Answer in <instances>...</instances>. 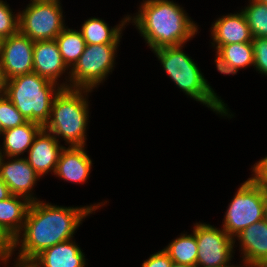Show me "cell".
Masks as SVG:
<instances>
[{"mask_svg": "<svg viewBox=\"0 0 267 267\" xmlns=\"http://www.w3.org/2000/svg\"><path fill=\"white\" fill-rule=\"evenodd\" d=\"M105 203L107 201L90 206L64 207L40 200L31 202L23 229L11 243L12 254L20 246L16 260L32 261L42 251L73 239L83 219Z\"/></svg>", "mask_w": 267, "mask_h": 267, "instance_id": "cell-1", "label": "cell"}, {"mask_svg": "<svg viewBox=\"0 0 267 267\" xmlns=\"http://www.w3.org/2000/svg\"><path fill=\"white\" fill-rule=\"evenodd\" d=\"M139 9L133 18L129 15V22L132 20L152 51L184 45L197 35L198 25L173 1L143 0Z\"/></svg>", "mask_w": 267, "mask_h": 267, "instance_id": "cell-2", "label": "cell"}, {"mask_svg": "<svg viewBox=\"0 0 267 267\" xmlns=\"http://www.w3.org/2000/svg\"><path fill=\"white\" fill-rule=\"evenodd\" d=\"M180 46L162 47L153 50L165 73L186 95L201 102L220 116L232 118L225 104L204 78L197 64L183 52ZM229 113V114H228Z\"/></svg>", "mask_w": 267, "mask_h": 267, "instance_id": "cell-3", "label": "cell"}, {"mask_svg": "<svg viewBox=\"0 0 267 267\" xmlns=\"http://www.w3.org/2000/svg\"><path fill=\"white\" fill-rule=\"evenodd\" d=\"M93 90L62 88L55 96L49 121L43 127L69 146H85L89 105L86 97ZM84 94V95H83Z\"/></svg>", "mask_w": 267, "mask_h": 267, "instance_id": "cell-4", "label": "cell"}, {"mask_svg": "<svg viewBox=\"0 0 267 267\" xmlns=\"http://www.w3.org/2000/svg\"><path fill=\"white\" fill-rule=\"evenodd\" d=\"M61 89L58 84L31 72L8 80L5 95L27 121L44 127L49 121L53 100Z\"/></svg>", "mask_w": 267, "mask_h": 267, "instance_id": "cell-5", "label": "cell"}, {"mask_svg": "<svg viewBox=\"0 0 267 267\" xmlns=\"http://www.w3.org/2000/svg\"><path fill=\"white\" fill-rule=\"evenodd\" d=\"M265 196L263 188L252 177L248 178L233 196L222 229L235 240V236L245 228L263 220Z\"/></svg>", "mask_w": 267, "mask_h": 267, "instance_id": "cell-6", "label": "cell"}, {"mask_svg": "<svg viewBox=\"0 0 267 267\" xmlns=\"http://www.w3.org/2000/svg\"><path fill=\"white\" fill-rule=\"evenodd\" d=\"M118 44H86L84 52L67 72L69 88L89 89L103 83L115 62Z\"/></svg>", "mask_w": 267, "mask_h": 267, "instance_id": "cell-7", "label": "cell"}, {"mask_svg": "<svg viewBox=\"0 0 267 267\" xmlns=\"http://www.w3.org/2000/svg\"><path fill=\"white\" fill-rule=\"evenodd\" d=\"M61 3L31 1L27 7L18 12V31L31 40H54L66 27Z\"/></svg>", "mask_w": 267, "mask_h": 267, "instance_id": "cell-8", "label": "cell"}, {"mask_svg": "<svg viewBox=\"0 0 267 267\" xmlns=\"http://www.w3.org/2000/svg\"><path fill=\"white\" fill-rule=\"evenodd\" d=\"M198 255L197 267H231L236 240L223 229L210 224L196 223L193 227Z\"/></svg>", "mask_w": 267, "mask_h": 267, "instance_id": "cell-9", "label": "cell"}, {"mask_svg": "<svg viewBox=\"0 0 267 267\" xmlns=\"http://www.w3.org/2000/svg\"><path fill=\"white\" fill-rule=\"evenodd\" d=\"M34 41L19 31L1 40L0 64L7 80L33 72Z\"/></svg>", "mask_w": 267, "mask_h": 267, "instance_id": "cell-10", "label": "cell"}, {"mask_svg": "<svg viewBox=\"0 0 267 267\" xmlns=\"http://www.w3.org/2000/svg\"><path fill=\"white\" fill-rule=\"evenodd\" d=\"M5 159L8 161L5 162ZM0 176L11 194L24 197L30 202L37 201L38 198L33 196L32 190L36 181L41 177L29 165L25 157L2 156L0 159Z\"/></svg>", "mask_w": 267, "mask_h": 267, "instance_id": "cell-11", "label": "cell"}, {"mask_svg": "<svg viewBox=\"0 0 267 267\" xmlns=\"http://www.w3.org/2000/svg\"><path fill=\"white\" fill-rule=\"evenodd\" d=\"M69 68L64 63L57 41H35L33 48V72L41 77L58 84L62 88H69L67 82L58 83V78Z\"/></svg>", "mask_w": 267, "mask_h": 267, "instance_id": "cell-12", "label": "cell"}, {"mask_svg": "<svg viewBox=\"0 0 267 267\" xmlns=\"http://www.w3.org/2000/svg\"><path fill=\"white\" fill-rule=\"evenodd\" d=\"M64 147L60 145L59 139L43 128L35 137L25 158L34 171L42 177L49 171L55 172Z\"/></svg>", "mask_w": 267, "mask_h": 267, "instance_id": "cell-13", "label": "cell"}, {"mask_svg": "<svg viewBox=\"0 0 267 267\" xmlns=\"http://www.w3.org/2000/svg\"><path fill=\"white\" fill-rule=\"evenodd\" d=\"M236 237L243 255L241 258L244 265L242 266H267V221L265 219L248 226Z\"/></svg>", "mask_w": 267, "mask_h": 267, "instance_id": "cell-14", "label": "cell"}, {"mask_svg": "<svg viewBox=\"0 0 267 267\" xmlns=\"http://www.w3.org/2000/svg\"><path fill=\"white\" fill-rule=\"evenodd\" d=\"M91 167L92 160L84 146H68L61 151L54 175L74 184H82L88 179Z\"/></svg>", "mask_w": 267, "mask_h": 267, "instance_id": "cell-15", "label": "cell"}, {"mask_svg": "<svg viewBox=\"0 0 267 267\" xmlns=\"http://www.w3.org/2000/svg\"><path fill=\"white\" fill-rule=\"evenodd\" d=\"M211 36L213 39L211 43L215 50L221 45L246 43L253 40L250 27L242 11L219 17L212 24Z\"/></svg>", "mask_w": 267, "mask_h": 267, "instance_id": "cell-16", "label": "cell"}, {"mask_svg": "<svg viewBox=\"0 0 267 267\" xmlns=\"http://www.w3.org/2000/svg\"><path fill=\"white\" fill-rule=\"evenodd\" d=\"M84 255L79 245L70 239L42 251L32 261L38 267H85Z\"/></svg>", "mask_w": 267, "mask_h": 267, "instance_id": "cell-17", "label": "cell"}, {"mask_svg": "<svg viewBox=\"0 0 267 267\" xmlns=\"http://www.w3.org/2000/svg\"><path fill=\"white\" fill-rule=\"evenodd\" d=\"M31 202L11 195L0 201V231L12 243L21 233Z\"/></svg>", "mask_w": 267, "mask_h": 267, "instance_id": "cell-18", "label": "cell"}, {"mask_svg": "<svg viewBox=\"0 0 267 267\" xmlns=\"http://www.w3.org/2000/svg\"><path fill=\"white\" fill-rule=\"evenodd\" d=\"M43 129V126L33 122L16 126L3 131V148L0 149L1 155L5 157H19L24 152H28L37 134Z\"/></svg>", "mask_w": 267, "mask_h": 267, "instance_id": "cell-19", "label": "cell"}, {"mask_svg": "<svg viewBox=\"0 0 267 267\" xmlns=\"http://www.w3.org/2000/svg\"><path fill=\"white\" fill-rule=\"evenodd\" d=\"M121 23L109 28L102 19L89 18L81 26V33L86 44H119L122 30L129 23V15L123 18Z\"/></svg>", "mask_w": 267, "mask_h": 267, "instance_id": "cell-20", "label": "cell"}, {"mask_svg": "<svg viewBox=\"0 0 267 267\" xmlns=\"http://www.w3.org/2000/svg\"><path fill=\"white\" fill-rule=\"evenodd\" d=\"M163 250L172 262L197 267L198 245L194 232L180 235Z\"/></svg>", "mask_w": 267, "mask_h": 267, "instance_id": "cell-21", "label": "cell"}, {"mask_svg": "<svg viewBox=\"0 0 267 267\" xmlns=\"http://www.w3.org/2000/svg\"><path fill=\"white\" fill-rule=\"evenodd\" d=\"M64 63L70 70L84 52L86 43L81 31L65 27L55 39Z\"/></svg>", "mask_w": 267, "mask_h": 267, "instance_id": "cell-22", "label": "cell"}, {"mask_svg": "<svg viewBox=\"0 0 267 267\" xmlns=\"http://www.w3.org/2000/svg\"><path fill=\"white\" fill-rule=\"evenodd\" d=\"M242 9L253 38H267V0H249Z\"/></svg>", "mask_w": 267, "mask_h": 267, "instance_id": "cell-23", "label": "cell"}, {"mask_svg": "<svg viewBox=\"0 0 267 267\" xmlns=\"http://www.w3.org/2000/svg\"><path fill=\"white\" fill-rule=\"evenodd\" d=\"M217 51L222 54L230 65L237 69L254 66L252 42L221 45L217 48Z\"/></svg>", "mask_w": 267, "mask_h": 267, "instance_id": "cell-24", "label": "cell"}, {"mask_svg": "<svg viewBox=\"0 0 267 267\" xmlns=\"http://www.w3.org/2000/svg\"><path fill=\"white\" fill-rule=\"evenodd\" d=\"M0 122L3 131L27 122V119L19 112L6 95L0 97Z\"/></svg>", "mask_w": 267, "mask_h": 267, "instance_id": "cell-25", "label": "cell"}, {"mask_svg": "<svg viewBox=\"0 0 267 267\" xmlns=\"http://www.w3.org/2000/svg\"><path fill=\"white\" fill-rule=\"evenodd\" d=\"M19 15L12 12L9 4L0 0V38L4 39L18 32Z\"/></svg>", "mask_w": 267, "mask_h": 267, "instance_id": "cell-26", "label": "cell"}, {"mask_svg": "<svg viewBox=\"0 0 267 267\" xmlns=\"http://www.w3.org/2000/svg\"><path fill=\"white\" fill-rule=\"evenodd\" d=\"M254 67L267 76V38L257 37L252 40Z\"/></svg>", "mask_w": 267, "mask_h": 267, "instance_id": "cell-27", "label": "cell"}, {"mask_svg": "<svg viewBox=\"0 0 267 267\" xmlns=\"http://www.w3.org/2000/svg\"><path fill=\"white\" fill-rule=\"evenodd\" d=\"M252 178L267 192V156L252 167Z\"/></svg>", "mask_w": 267, "mask_h": 267, "instance_id": "cell-28", "label": "cell"}, {"mask_svg": "<svg viewBox=\"0 0 267 267\" xmlns=\"http://www.w3.org/2000/svg\"><path fill=\"white\" fill-rule=\"evenodd\" d=\"M171 263L172 260L169 255L162 249L150 255V257L142 263V267H170Z\"/></svg>", "mask_w": 267, "mask_h": 267, "instance_id": "cell-29", "label": "cell"}, {"mask_svg": "<svg viewBox=\"0 0 267 267\" xmlns=\"http://www.w3.org/2000/svg\"><path fill=\"white\" fill-rule=\"evenodd\" d=\"M216 57H215V64H216V68L217 70L221 73V74H225V75H230V74H236L238 72L239 69H237L236 67H234L233 65H230L226 59L222 56L221 53H219L216 50Z\"/></svg>", "mask_w": 267, "mask_h": 267, "instance_id": "cell-30", "label": "cell"}, {"mask_svg": "<svg viewBox=\"0 0 267 267\" xmlns=\"http://www.w3.org/2000/svg\"><path fill=\"white\" fill-rule=\"evenodd\" d=\"M11 242L0 231V261L7 264L12 256Z\"/></svg>", "mask_w": 267, "mask_h": 267, "instance_id": "cell-31", "label": "cell"}, {"mask_svg": "<svg viewBox=\"0 0 267 267\" xmlns=\"http://www.w3.org/2000/svg\"><path fill=\"white\" fill-rule=\"evenodd\" d=\"M7 81L8 80L0 64V97L4 96L6 93Z\"/></svg>", "mask_w": 267, "mask_h": 267, "instance_id": "cell-32", "label": "cell"}, {"mask_svg": "<svg viewBox=\"0 0 267 267\" xmlns=\"http://www.w3.org/2000/svg\"><path fill=\"white\" fill-rule=\"evenodd\" d=\"M12 194L9 191L8 186L4 183L0 176V201L7 199Z\"/></svg>", "mask_w": 267, "mask_h": 267, "instance_id": "cell-33", "label": "cell"}, {"mask_svg": "<svg viewBox=\"0 0 267 267\" xmlns=\"http://www.w3.org/2000/svg\"><path fill=\"white\" fill-rule=\"evenodd\" d=\"M15 265L13 267H32V261H15Z\"/></svg>", "mask_w": 267, "mask_h": 267, "instance_id": "cell-34", "label": "cell"}, {"mask_svg": "<svg viewBox=\"0 0 267 267\" xmlns=\"http://www.w3.org/2000/svg\"><path fill=\"white\" fill-rule=\"evenodd\" d=\"M170 267H193V266L172 262Z\"/></svg>", "mask_w": 267, "mask_h": 267, "instance_id": "cell-35", "label": "cell"}, {"mask_svg": "<svg viewBox=\"0 0 267 267\" xmlns=\"http://www.w3.org/2000/svg\"><path fill=\"white\" fill-rule=\"evenodd\" d=\"M264 219L267 221V192H266V196H265V216Z\"/></svg>", "mask_w": 267, "mask_h": 267, "instance_id": "cell-36", "label": "cell"}, {"mask_svg": "<svg viewBox=\"0 0 267 267\" xmlns=\"http://www.w3.org/2000/svg\"><path fill=\"white\" fill-rule=\"evenodd\" d=\"M30 1H47V2H56V3H60V0H30Z\"/></svg>", "mask_w": 267, "mask_h": 267, "instance_id": "cell-37", "label": "cell"}, {"mask_svg": "<svg viewBox=\"0 0 267 267\" xmlns=\"http://www.w3.org/2000/svg\"><path fill=\"white\" fill-rule=\"evenodd\" d=\"M3 130H2V126H1V122H0V135H2Z\"/></svg>", "mask_w": 267, "mask_h": 267, "instance_id": "cell-38", "label": "cell"}, {"mask_svg": "<svg viewBox=\"0 0 267 267\" xmlns=\"http://www.w3.org/2000/svg\"><path fill=\"white\" fill-rule=\"evenodd\" d=\"M32 267H38V266L32 261Z\"/></svg>", "mask_w": 267, "mask_h": 267, "instance_id": "cell-39", "label": "cell"}, {"mask_svg": "<svg viewBox=\"0 0 267 267\" xmlns=\"http://www.w3.org/2000/svg\"><path fill=\"white\" fill-rule=\"evenodd\" d=\"M244 267V266H242ZM248 267H267V266H248Z\"/></svg>", "mask_w": 267, "mask_h": 267, "instance_id": "cell-40", "label": "cell"}, {"mask_svg": "<svg viewBox=\"0 0 267 267\" xmlns=\"http://www.w3.org/2000/svg\"><path fill=\"white\" fill-rule=\"evenodd\" d=\"M231 267H242V266H241V265H240V266H237V265H236V266H235V265H232Z\"/></svg>", "mask_w": 267, "mask_h": 267, "instance_id": "cell-41", "label": "cell"}]
</instances>
